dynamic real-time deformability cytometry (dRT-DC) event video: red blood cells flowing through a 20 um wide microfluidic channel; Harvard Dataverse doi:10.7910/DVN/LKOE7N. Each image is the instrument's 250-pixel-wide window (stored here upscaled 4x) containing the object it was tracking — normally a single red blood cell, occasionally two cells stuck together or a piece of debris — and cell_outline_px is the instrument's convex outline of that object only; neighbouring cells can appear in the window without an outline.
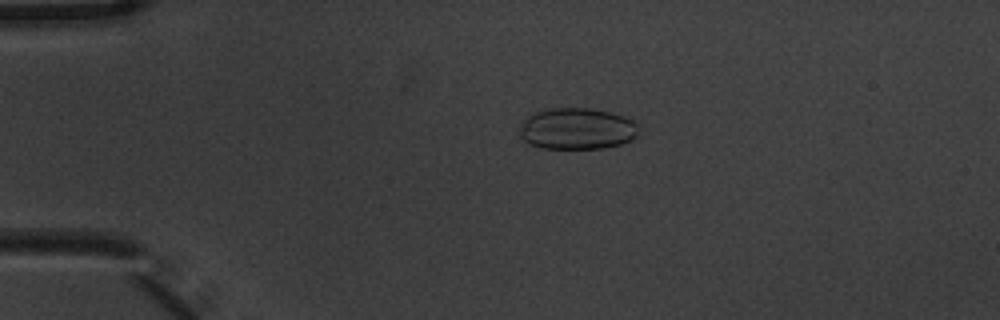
{"species": "common noctule bat (a hibernating species)", "species_latin": "Nyctalus noctula", "temperature_condition": "warm", "stored_images_in_passage": 4, "camera_frame_rate_fps": 3000, "um_per_image_px": 0.085, "animal": {"sex": "male", "body_mass_g": 20.1, "forearm_length_mm": 53.5}, "frame": {"image": 1, "passage_image": 3, "time_ms": 0.667, "image_size_px": [1000, 320], "cell_outline_px": [[640, 128], [636, 136], [620, 144], [600, 148], [540, 148], [528, 144], [520, 140], [520, 124], [532, 112], [552, 108], [588, 108], [612, 112], [624, 116], [632, 120]], "centroid_in_image_um": [49.0, 10.93], "position_along_channel_um": 36.0, "area_um2": 28.96}}